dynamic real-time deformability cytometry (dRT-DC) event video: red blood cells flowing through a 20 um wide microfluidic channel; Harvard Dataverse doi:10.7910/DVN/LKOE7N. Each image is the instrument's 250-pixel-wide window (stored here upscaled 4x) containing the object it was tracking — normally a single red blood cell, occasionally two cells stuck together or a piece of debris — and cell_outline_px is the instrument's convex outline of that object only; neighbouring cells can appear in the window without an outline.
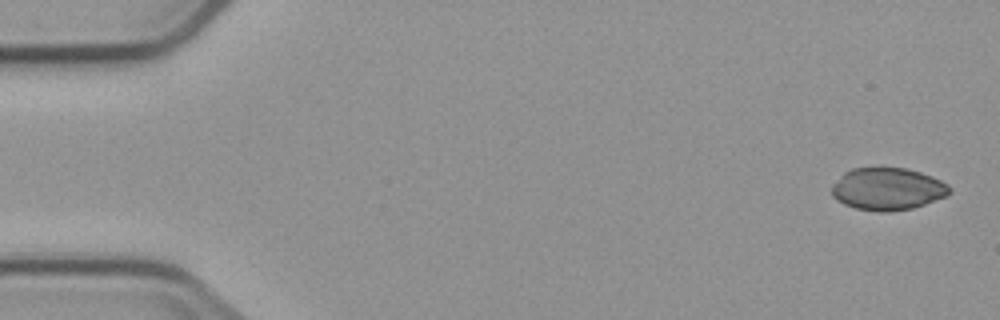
{"species": "common noctule bat (a hibernating species)", "species_latin": "Nyctalus noctula", "temperature_condition": "cold", "stored_images_in_passage": 6, "segment_of_instrument_passage": [1, 2], "camera_frame_rate_fps": 3000, "um_per_image_px": 0.085, "animal": {"sex": "male", "body_mass_g": 23.1, "forearm_length_mm": 52.7}, "frame": {"image": 1, "passage_image": 1, "time_ms": 0.0, "image_size_px": [1000, 320], "cell_outline_px": [[952, 192], [948, 196], [912, 208], [888, 212], [876, 212], [856, 208], [844, 204], [836, 200], [832, 196], [832, 184], [844, 172], [852, 168], [904, 168], [920, 172], [932, 176], [948, 184], [952, 188]], "centroid_in_image_um": [75.45, 16.07], "position_along_channel_um": 9.5, "area_um2": 29.25}}